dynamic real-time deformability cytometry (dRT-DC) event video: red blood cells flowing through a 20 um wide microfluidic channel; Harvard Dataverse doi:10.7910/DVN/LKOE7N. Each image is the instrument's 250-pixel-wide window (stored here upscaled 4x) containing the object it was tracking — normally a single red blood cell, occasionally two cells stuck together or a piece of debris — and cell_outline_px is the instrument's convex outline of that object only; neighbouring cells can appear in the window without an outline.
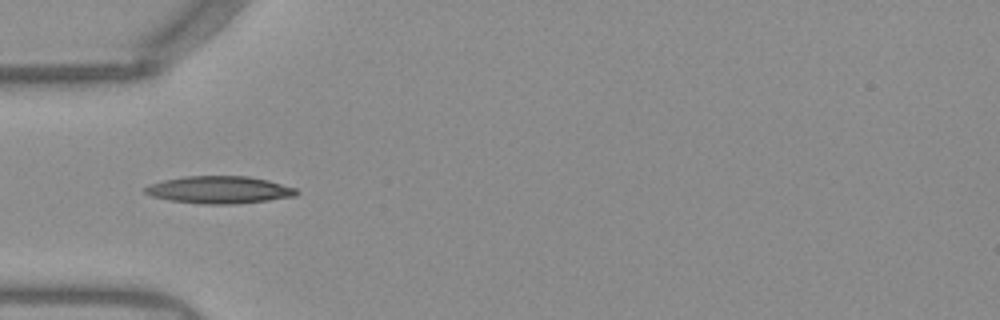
{"species": "Egyptian fruit bat (a non-hibernating species)", "species_latin": "Rousettus aegyptiacus", "temperature_condition": "warm", "stored_images_in_passage": 36, "camera_frame_rate_fps": 3000, "um_per_image_px": 0.085, "frame": {"image": 1, "passage_image": 1, "time_ms": 0.0, "image_size_px": [1000, 320], "cell_outline_px": [[300, 192], [296, 196], [268, 200], [232, 204], [204, 204], [168, 200], [152, 196], [144, 192], [144, 188], [152, 184], [164, 180], [184, 176], [248, 176], [268, 180], [296, 188]], "centroid_in_image_um": [18.67, 16.13], "position_along_channel_um": 66.3, "area_um2": 24.04}}
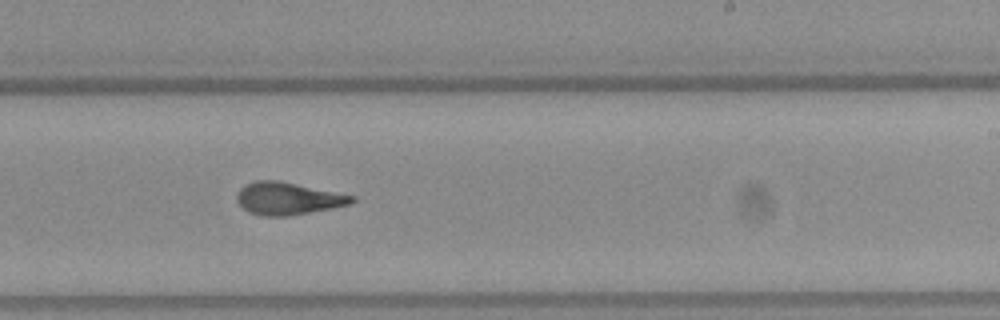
{"frame": {"image": 2, "passage_image": 16, "time_ms": 5.0, "image_size_px": [1000, 320], "cell_outline_px": [[356, 200], [352, 204], [332, 208], [288, 216], [260, 216], [248, 212], [236, 200], [236, 196], [240, 188], [244, 184], [256, 180], [276, 180], [356, 196]], "centroid_in_image_um": [24.46, 16.88], "position_along_channel_um": 264.5, "area_um2": 21.73}}
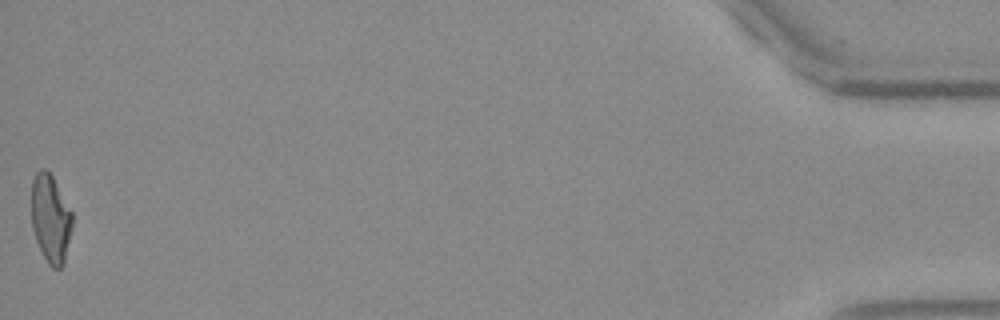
{"frame": {"image": 3, "passage_image": 36, "time_ms": 11.667, "image_size_px": [1000, 320], "cell_outline_px": [[72, 228], [64, 264], [60, 268], [52, 268], [48, 264], [36, 240], [32, 228], [32, 180], [36, 172], [40, 168], [44, 168], [52, 176], [72, 212]], "centroid_in_image_um": [4.3, 18.59], "position_along_channel_um": 430.9, "area_um2": 20.87}, "authors_computed_cell_mechanics": {"area_um2": 21.7906, "velocity_mm_per_s": 3.9546, "shape_relaxation_time_tau1_ms": null, "shape_relaxation_time_tau2_ms": 2.0763, "deformation_change_tau1": null, "deformation_change_tau2": 0.1049}}